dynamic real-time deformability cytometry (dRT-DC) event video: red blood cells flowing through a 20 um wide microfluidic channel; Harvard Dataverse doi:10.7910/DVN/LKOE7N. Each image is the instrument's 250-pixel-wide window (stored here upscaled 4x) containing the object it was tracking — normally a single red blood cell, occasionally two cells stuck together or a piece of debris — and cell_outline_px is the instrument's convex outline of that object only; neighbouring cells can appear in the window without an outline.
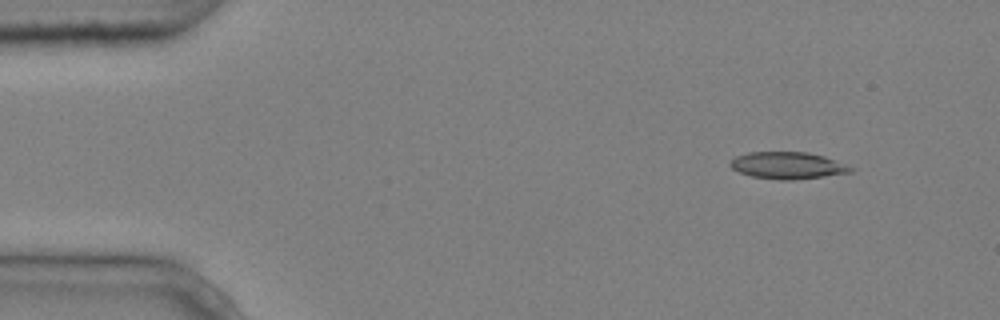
{"species": "common noctule bat (a hibernating species)", "species_latin": "Nyctalus noctula", "temperature_condition": "cold", "stored_images_in_passage": 5, "camera_frame_rate_fps": 3000, "um_per_image_px": 0.085, "animal": {"sex": "male", "body_mass_g": 20.4}, "frame": {"image": 1, "passage_image": 2, "time_ms": 0.333, "image_size_px": [1000, 320], "cell_outline_px": [[856, 168], [852, 172], [824, 176], [792, 180], [780, 180], [752, 176], [740, 172], [732, 168], [728, 164], [736, 156], [748, 152], [808, 152], [824, 156]], "centroid_in_image_um": [66.97, 14.06], "position_along_channel_um": 18.0, "area_um2": 18.84}}
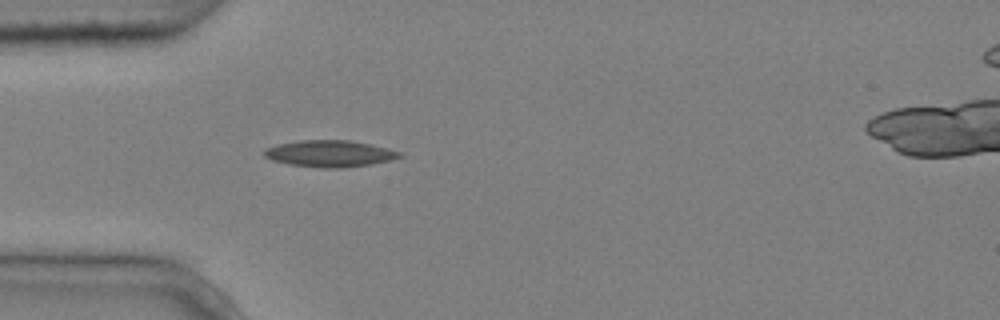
{"frame": {"image": 2, "passage_image": 5, "time_ms": 1.333, "image_size_px": [1000, 320], "cell_outline_px": [[404, 156], [372, 164], [340, 168], [324, 168], [288, 164], [272, 160], [264, 156], [264, 148], [276, 144], [300, 140], [348, 140], [368, 144], [404, 152]], "centroid_in_image_um": [28.01, 13.05], "position_along_channel_um": 57.0, "area_um2": 20.98}}